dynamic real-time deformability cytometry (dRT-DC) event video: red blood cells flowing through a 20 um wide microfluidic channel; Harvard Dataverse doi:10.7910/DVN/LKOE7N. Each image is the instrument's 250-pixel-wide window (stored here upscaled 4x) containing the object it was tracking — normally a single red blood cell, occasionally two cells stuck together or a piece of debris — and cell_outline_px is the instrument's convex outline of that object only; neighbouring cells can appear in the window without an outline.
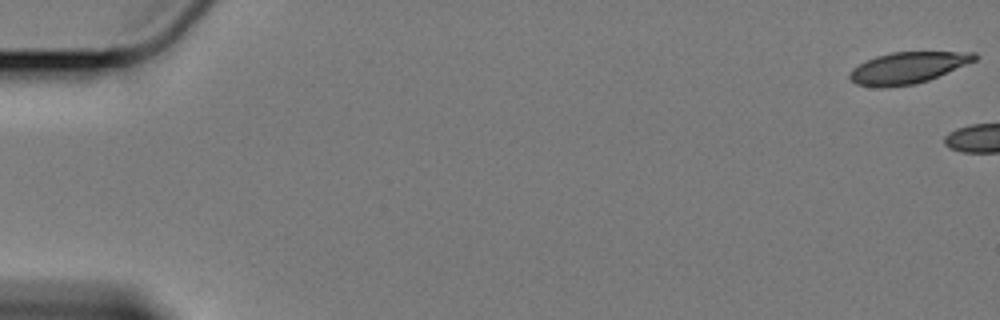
{"species": "Egyptian fruit bat (a non-hibernating species)", "species_latin": "Rousettus aegyptiacus", "temperature_condition": "cold", "stored_images_in_passage": 13, "camera_frame_rate_fps": 3000, "um_per_image_px": 0.085, "animal": {"sex": "female"}, "frame": {"image": 1, "passage_image": 1, "time_ms": 0.0, "image_size_px": [1000, 320], "cell_outline_px": [[980, 56], [976, 60], [928, 80], [916, 84], [888, 88], [880, 88], [856, 84], [848, 76], [848, 72], [852, 68], [876, 56], [892, 52], [976, 52]], "centroid_in_image_um": [77.14, 5.77], "position_along_channel_um": 7.9, "area_um2": 22.95}}